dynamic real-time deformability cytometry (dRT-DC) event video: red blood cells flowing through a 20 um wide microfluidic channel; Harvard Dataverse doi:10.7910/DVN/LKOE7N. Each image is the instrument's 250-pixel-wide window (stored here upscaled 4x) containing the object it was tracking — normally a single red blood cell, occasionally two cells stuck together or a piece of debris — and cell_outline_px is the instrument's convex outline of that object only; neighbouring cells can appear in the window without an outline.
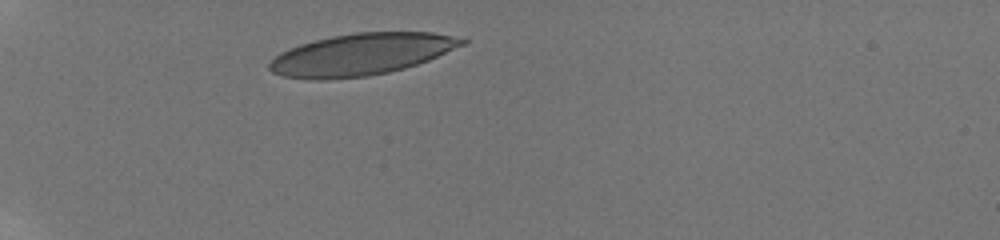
{"species": "human", "species_latin": "Homo sapiens", "temperature_condition": "room temperature", "stored_images_in_passage": 3, "camera_frame_rate_fps": 3000, "um_per_image_px": 0.085, "donor": {"sex": "male"}, "frame": {"image": 1, "passage_image": 1, "time_ms": 0.0, "image_size_px": [1000, 240], "cell_outline_px": [[468, 40], [464, 44], [428, 60], [404, 68], [388, 72], [368, 76], [320, 80], [312, 80], [284, 76], [272, 72], [268, 68], [268, 64], [280, 52], [288, 48], [300, 44], [332, 36], [356, 32], [432, 32], [464, 36]], "centroid_in_image_um": [30.73, 4.61], "position_along_channel_um": 54.3, "area_um2": 46.93}}